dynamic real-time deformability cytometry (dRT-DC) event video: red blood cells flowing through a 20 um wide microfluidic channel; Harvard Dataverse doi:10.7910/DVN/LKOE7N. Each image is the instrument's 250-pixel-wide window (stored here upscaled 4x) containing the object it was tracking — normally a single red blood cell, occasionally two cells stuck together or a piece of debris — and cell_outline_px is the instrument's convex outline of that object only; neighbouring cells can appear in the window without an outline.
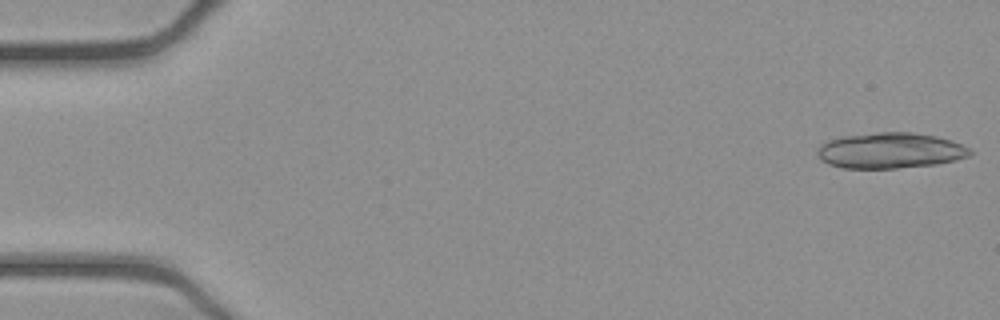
{"species": "common noctule bat (a hibernating species)", "species_latin": "Nyctalus noctula", "temperature_condition": "cold", "stored_images_in_passage": 17, "camera_frame_rate_fps": 3000, "um_per_image_px": 0.085, "animal": {"sex": "female", "body_mass_g": 21.9}, "frame": {"image": 1, "passage_image": 1, "time_ms": 0.0, "image_size_px": [1000, 320], "cell_outline_px": [[972, 152], [968, 156], [956, 160], [936, 164], [896, 168], [840, 168], [828, 164], [820, 160], [816, 152], [820, 144], [828, 140], [844, 136], [876, 132], [912, 132], [936, 136], [952, 140], [968, 148]], "centroid_in_image_um": [75.63, 12.79], "position_along_channel_um": 9.4, "area_um2": 31.85}}